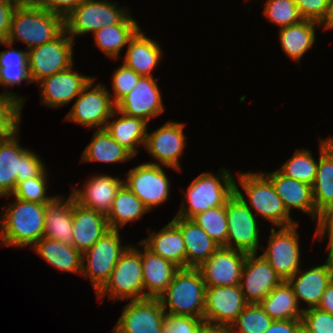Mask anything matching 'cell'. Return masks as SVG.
<instances>
[{
    "label": "cell",
    "mask_w": 333,
    "mask_h": 333,
    "mask_svg": "<svg viewBox=\"0 0 333 333\" xmlns=\"http://www.w3.org/2000/svg\"><path fill=\"white\" fill-rule=\"evenodd\" d=\"M65 30L64 18L54 14L41 4L16 6L10 32L1 44L12 47L15 40L22 41L28 50L51 42Z\"/></svg>",
    "instance_id": "cell-1"
},
{
    "label": "cell",
    "mask_w": 333,
    "mask_h": 333,
    "mask_svg": "<svg viewBox=\"0 0 333 333\" xmlns=\"http://www.w3.org/2000/svg\"><path fill=\"white\" fill-rule=\"evenodd\" d=\"M46 205L16 198L7 209L3 208L0 244L33 247L44 235Z\"/></svg>",
    "instance_id": "cell-2"
},
{
    "label": "cell",
    "mask_w": 333,
    "mask_h": 333,
    "mask_svg": "<svg viewBox=\"0 0 333 333\" xmlns=\"http://www.w3.org/2000/svg\"><path fill=\"white\" fill-rule=\"evenodd\" d=\"M206 284L198 268H179L172 282L160 296V303L168 315H184L203 319ZM168 306L169 311L166 307Z\"/></svg>",
    "instance_id": "cell-3"
},
{
    "label": "cell",
    "mask_w": 333,
    "mask_h": 333,
    "mask_svg": "<svg viewBox=\"0 0 333 333\" xmlns=\"http://www.w3.org/2000/svg\"><path fill=\"white\" fill-rule=\"evenodd\" d=\"M219 171L221 174L216 176L204 172L191 182L187 191H184L189 205L185 206V201L182 200L176 216L191 219L198 213L226 204L235 193V179L229 170L220 168Z\"/></svg>",
    "instance_id": "cell-4"
},
{
    "label": "cell",
    "mask_w": 333,
    "mask_h": 333,
    "mask_svg": "<svg viewBox=\"0 0 333 333\" xmlns=\"http://www.w3.org/2000/svg\"><path fill=\"white\" fill-rule=\"evenodd\" d=\"M239 183L247 194L249 201L245 200L243 193L239 190L235 182V193L252 210L256 211L264 219L269 220L278 227H288L298 224L290 217V213L284 206L283 201L278 196L271 180L264 173H241L239 172ZM251 203L250 204L248 203Z\"/></svg>",
    "instance_id": "cell-5"
},
{
    "label": "cell",
    "mask_w": 333,
    "mask_h": 333,
    "mask_svg": "<svg viewBox=\"0 0 333 333\" xmlns=\"http://www.w3.org/2000/svg\"><path fill=\"white\" fill-rule=\"evenodd\" d=\"M16 132L0 140V196L11 195L17 184L38 177L46 168L37 154L19 145Z\"/></svg>",
    "instance_id": "cell-6"
},
{
    "label": "cell",
    "mask_w": 333,
    "mask_h": 333,
    "mask_svg": "<svg viewBox=\"0 0 333 333\" xmlns=\"http://www.w3.org/2000/svg\"><path fill=\"white\" fill-rule=\"evenodd\" d=\"M108 293L110 299L140 300L145 299L142 262L138 249L129 246L119 258L109 279L96 292L98 298Z\"/></svg>",
    "instance_id": "cell-7"
},
{
    "label": "cell",
    "mask_w": 333,
    "mask_h": 333,
    "mask_svg": "<svg viewBox=\"0 0 333 333\" xmlns=\"http://www.w3.org/2000/svg\"><path fill=\"white\" fill-rule=\"evenodd\" d=\"M108 0H85L64 18L65 31L75 35L95 33L104 26L119 24L129 12Z\"/></svg>",
    "instance_id": "cell-8"
},
{
    "label": "cell",
    "mask_w": 333,
    "mask_h": 333,
    "mask_svg": "<svg viewBox=\"0 0 333 333\" xmlns=\"http://www.w3.org/2000/svg\"><path fill=\"white\" fill-rule=\"evenodd\" d=\"M121 243L119 230L110 229L91 248L82 253L81 276L91 278L95 293L109 279L119 258L130 246L123 247ZM84 258L87 264L84 263Z\"/></svg>",
    "instance_id": "cell-9"
},
{
    "label": "cell",
    "mask_w": 333,
    "mask_h": 333,
    "mask_svg": "<svg viewBox=\"0 0 333 333\" xmlns=\"http://www.w3.org/2000/svg\"><path fill=\"white\" fill-rule=\"evenodd\" d=\"M74 40L64 30L51 42L28 51V67L32 83L65 71L73 65Z\"/></svg>",
    "instance_id": "cell-10"
},
{
    "label": "cell",
    "mask_w": 333,
    "mask_h": 333,
    "mask_svg": "<svg viewBox=\"0 0 333 333\" xmlns=\"http://www.w3.org/2000/svg\"><path fill=\"white\" fill-rule=\"evenodd\" d=\"M94 80L96 79L92 78L78 95L66 120L88 128L105 129L107 121L116 114L114 109L116 105L106 87L101 83L93 86Z\"/></svg>",
    "instance_id": "cell-11"
},
{
    "label": "cell",
    "mask_w": 333,
    "mask_h": 333,
    "mask_svg": "<svg viewBox=\"0 0 333 333\" xmlns=\"http://www.w3.org/2000/svg\"><path fill=\"white\" fill-rule=\"evenodd\" d=\"M252 211L236 193L228 199L226 202L227 248L257 253L260 248L259 225Z\"/></svg>",
    "instance_id": "cell-12"
},
{
    "label": "cell",
    "mask_w": 333,
    "mask_h": 333,
    "mask_svg": "<svg viewBox=\"0 0 333 333\" xmlns=\"http://www.w3.org/2000/svg\"><path fill=\"white\" fill-rule=\"evenodd\" d=\"M297 225L299 224L280 227L278 231L270 229L268 246L261 254L283 281H287L299 270L301 254Z\"/></svg>",
    "instance_id": "cell-13"
},
{
    "label": "cell",
    "mask_w": 333,
    "mask_h": 333,
    "mask_svg": "<svg viewBox=\"0 0 333 333\" xmlns=\"http://www.w3.org/2000/svg\"><path fill=\"white\" fill-rule=\"evenodd\" d=\"M125 185L149 209L164 203L169 196L170 182L162 165L143 163L127 172Z\"/></svg>",
    "instance_id": "cell-14"
},
{
    "label": "cell",
    "mask_w": 333,
    "mask_h": 333,
    "mask_svg": "<svg viewBox=\"0 0 333 333\" xmlns=\"http://www.w3.org/2000/svg\"><path fill=\"white\" fill-rule=\"evenodd\" d=\"M166 312L159 299L130 300L113 333H162Z\"/></svg>",
    "instance_id": "cell-15"
},
{
    "label": "cell",
    "mask_w": 333,
    "mask_h": 333,
    "mask_svg": "<svg viewBox=\"0 0 333 333\" xmlns=\"http://www.w3.org/2000/svg\"><path fill=\"white\" fill-rule=\"evenodd\" d=\"M247 304L239 284L206 287L204 322L230 327Z\"/></svg>",
    "instance_id": "cell-16"
},
{
    "label": "cell",
    "mask_w": 333,
    "mask_h": 333,
    "mask_svg": "<svg viewBox=\"0 0 333 333\" xmlns=\"http://www.w3.org/2000/svg\"><path fill=\"white\" fill-rule=\"evenodd\" d=\"M246 255L240 250L219 247L198 267L206 287L240 284Z\"/></svg>",
    "instance_id": "cell-17"
},
{
    "label": "cell",
    "mask_w": 333,
    "mask_h": 333,
    "mask_svg": "<svg viewBox=\"0 0 333 333\" xmlns=\"http://www.w3.org/2000/svg\"><path fill=\"white\" fill-rule=\"evenodd\" d=\"M256 255L247 253L240 278L239 285L247 303H259L283 282L268 261L262 255Z\"/></svg>",
    "instance_id": "cell-18"
},
{
    "label": "cell",
    "mask_w": 333,
    "mask_h": 333,
    "mask_svg": "<svg viewBox=\"0 0 333 333\" xmlns=\"http://www.w3.org/2000/svg\"><path fill=\"white\" fill-rule=\"evenodd\" d=\"M184 126L183 123L167 121L152 133H147L144 147L152 157L160 162H150L151 164H162L164 167L181 170L178 160L187 145L183 133Z\"/></svg>",
    "instance_id": "cell-19"
},
{
    "label": "cell",
    "mask_w": 333,
    "mask_h": 333,
    "mask_svg": "<svg viewBox=\"0 0 333 333\" xmlns=\"http://www.w3.org/2000/svg\"><path fill=\"white\" fill-rule=\"evenodd\" d=\"M115 109L127 116L149 122L152 117L163 113L165 108L156 81L153 77L142 76L134 89L116 104Z\"/></svg>",
    "instance_id": "cell-20"
},
{
    "label": "cell",
    "mask_w": 333,
    "mask_h": 333,
    "mask_svg": "<svg viewBox=\"0 0 333 333\" xmlns=\"http://www.w3.org/2000/svg\"><path fill=\"white\" fill-rule=\"evenodd\" d=\"M72 67L39 81L43 104L52 108L68 104L75 97L77 98L84 87L94 78L74 72Z\"/></svg>",
    "instance_id": "cell-21"
},
{
    "label": "cell",
    "mask_w": 333,
    "mask_h": 333,
    "mask_svg": "<svg viewBox=\"0 0 333 333\" xmlns=\"http://www.w3.org/2000/svg\"><path fill=\"white\" fill-rule=\"evenodd\" d=\"M123 183V180L110 175H96L85 183L83 191L73 188L71 194L74 196L75 202L82 207L107 216L116 193Z\"/></svg>",
    "instance_id": "cell-22"
},
{
    "label": "cell",
    "mask_w": 333,
    "mask_h": 333,
    "mask_svg": "<svg viewBox=\"0 0 333 333\" xmlns=\"http://www.w3.org/2000/svg\"><path fill=\"white\" fill-rule=\"evenodd\" d=\"M139 244L144 246V252L138 251L141 255L145 298L159 299L172 282L173 276L179 268L172 262L156 255L142 241Z\"/></svg>",
    "instance_id": "cell-23"
},
{
    "label": "cell",
    "mask_w": 333,
    "mask_h": 333,
    "mask_svg": "<svg viewBox=\"0 0 333 333\" xmlns=\"http://www.w3.org/2000/svg\"><path fill=\"white\" fill-rule=\"evenodd\" d=\"M109 230L105 215L82 207L73 199L72 245L78 251L84 253Z\"/></svg>",
    "instance_id": "cell-24"
},
{
    "label": "cell",
    "mask_w": 333,
    "mask_h": 333,
    "mask_svg": "<svg viewBox=\"0 0 333 333\" xmlns=\"http://www.w3.org/2000/svg\"><path fill=\"white\" fill-rule=\"evenodd\" d=\"M264 174L271 180L276 193L289 213L292 207L297 208L309 214L314 221L319 222L321 216L316 212L311 185L288 178L279 170Z\"/></svg>",
    "instance_id": "cell-25"
},
{
    "label": "cell",
    "mask_w": 333,
    "mask_h": 333,
    "mask_svg": "<svg viewBox=\"0 0 333 333\" xmlns=\"http://www.w3.org/2000/svg\"><path fill=\"white\" fill-rule=\"evenodd\" d=\"M299 273L300 275L297 276ZM287 282L292 287L298 304L300 300L308 304L307 308H301L303 311L317 308L325 289L331 283L328 265L325 262L303 272L299 269Z\"/></svg>",
    "instance_id": "cell-26"
},
{
    "label": "cell",
    "mask_w": 333,
    "mask_h": 333,
    "mask_svg": "<svg viewBox=\"0 0 333 333\" xmlns=\"http://www.w3.org/2000/svg\"><path fill=\"white\" fill-rule=\"evenodd\" d=\"M181 231L185 242L186 268H198L220 247L191 219L175 216L171 220Z\"/></svg>",
    "instance_id": "cell-27"
},
{
    "label": "cell",
    "mask_w": 333,
    "mask_h": 333,
    "mask_svg": "<svg viewBox=\"0 0 333 333\" xmlns=\"http://www.w3.org/2000/svg\"><path fill=\"white\" fill-rule=\"evenodd\" d=\"M127 48L123 63L141 77H153L151 72L162 57L159 43L147 38L140 28L130 39Z\"/></svg>",
    "instance_id": "cell-28"
},
{
    "label": "cell",
    "mask_w": 333,
    "mask_h": 333,
    "mask_svg": "<svg viewBox=\"0 0 333 333\" xmlns=\"http://www.w3.org/2000/svg\"><path fill=\"white\" fill-rule=\"evenodd\" d=\"M73 199L72 194L69 195L67 200L56 195L52 201L47 203L43 237L72 245Z\"/></svg>",
    "instance_id": "cell-29"
},
{
    "label": "cell",
    "mask_w": 333,
    "mask_h": 333,
    "mask_svg": "<svg viewBox=\"0 0 333 333\" xmlns=\"http://www.w3.org/2000/svg\"><path fill=\"white\" fill-rule=\"evenodd\" d=\"M141 240L156 255L172 262L178 268H186V250L180 229L171 221L157 233Z\"/></svg>",
    "instance_id": "cell-30"
},
{
    "label": "cell",
    "mask_w": 333,
    "mask_h": 333,
    "mask_svg": "<svg viewBox=\"0 0 333 333\" xmlns=\"http://www.w3.org/2000/svg\"><path fill=\"white\" fill-rule=\"evenodd\" d=\"M32 249L60 271L74 272L81 275L82 253L73 245L43 237Z\"/></svg>",
    "instance_id": "cell-31"
},
{
    "label": "cell",
    "mask_w": 333,
    "mask_h": 333,
    "mask_svg": "<svg viewBox=\"0 0 333 333\" xmlns=\"http://www.w3.org/2000/svg\"><path fill=\"white\" fill-rule=\"evenodd\" d=\"M120 118L107 122L105 130L133 156L138 153L137 145L145 146L148 122L142 118L127 116L115 109Z\"/></svg>",
    "instance_id": "cell-32"
},
{
    "label": "cell",
    "mask_w": 333,
    "mask_h": 333,
    "mask_svg": "<svg viewBox=\"0 0 333 333\" xmlns=\"http://www.w3.org/2000/svg\"><path fill=\"white\" fill-rule=\"evenodd\" d=\"M312 195L316 212L320 216L333 208V154L323 140L320 141V158Z\"/></svg>",
    "instance_id": "cell-33"
},
{
    "label": "cell",
    "mask_w": 333,
    "mask_h": 333,
    "mask_svg": "<svg viewBox=\"0 0 333 333\" xmlns=\"http://www.w3.org/2000/svg\"><path fill=\"white\" fill-rule=\"evenodd\" d=\"M138 23L128 14L119 24L108 25L94 33L96 45L106 57L118 59L121 49L139 30Z\"/></svg>",
    "instance_id": "cell-34"
},
{
    "label": "cell",
    "mask_w": 333,
    "mask_h": 333,
    "mask_svg": "<svg viewBox=\"0 0 333 333\" xmlns=\"http://www.w3.org/2000/svg\"><path fill=\"white\" fill-rule=\"evenodd\" d=\"M259 305L273 320H302L303 310L287 281L276 286Z\"/></svg>",
    "instance_id": "cell-35"
},
{
    "label": "cell",
    "mask_w": 333,
    "mask_h": 333,
    "mask_svg": "<svg viewBox=\"0 0 333 333\" xmlns=\"http://www.w3.org/2000/svg\"><path fill=\"white\" fill-rule=\"evenodd\" d=\"M149 209L123 183L118 189L111 209L106 216L110 229L119 230L131 221H136L147 213Z\"/></svg>",
    "instance_id": "cell-36"
},
{
    "label": "cell",
    "mask_w": 333,
    "mask_h": 333,
    "mask_svg": "<svg viewBox=\"0 0 333 333\" xmlns=\"http://www.w3.org/2000/svg\"><path fill=\"white\" fill-rule=\"evenodd\" d=\"M315 26L318 22L302 20L300 23L280 28L279 38L283 51L295 61L301 57L315 42Z\"/></svg>",
    "instance_id": "cell-37"
},
{
    "label": "cell",
    "mask_w": 333,
    "mask_h": 333,
    "mask_svg": "<svg viewBox=\"0 0 333 333\" xmlns=\"http://www.w3.org/2000/svg\"><path fill=\"white\" fill-rule=\"evenodd\" d=\"M134 156L119 145L105 129H97L82 153V162H125Z\"/></svg>",
    "instance_id": "cell-38"
},
{
    "label": "cell",
    "mask_w": 333,
    "mask_h": 333,
    "mask_svg": "<svg viewBox=\"0 0 333 333\" xmlns=\"http://www.w3.org/2000/svg\"><path fill=\"white\" fill-rule=\"evenodd\" d=\"M22 81L32 83L28 67V50H4L0 52V86L13 87Z\"/></svg>",
    "instance_id": "cell-39"
},
{
    "label": "cell",
    "mask_w": 333,
    "mask_h": 333,
    "mask_svg": "<svg viewBox=\"0 0 333 333\" xmlns=\"http://www.w3.org/2000/svg\"><path fill=\"white\" fill-rule=\"evenodd\" d=\"M220 247L227 248L228 223L226 204L198 213L191 218Z\"/></svg>",
    "instance_id": "cell-40"
},
{
    "label": "cell",
    "mask_w": 333,
    "mask_h": 333,
    "mask_svg": "<svg viewBox=\"0 0 333 333\" xmlns=\"http://www.w3.org/2000/svg\"><path fill=\"white\" fill-rule=\"evenodd\" d=\"M318 163L309 150L296 149L291 158L278 169L286 177L313 185L316 179Z\"/></svg>",
    "instance_id": "cell-41"
},
{
    "label": "cell",
    "mask_w": 333,
    "mask_h": 333,
    "mask_svg": "<svg viewBox=\"0 0 333 333\" xmlns=\"http://www.w3.org/2000/svg\"><path fill=\"white\" fill-rule=\"evenodd\" d=\"M23 99L10 91L0 94V140L19 131Z\"/></svg>",
    "instance_id": "cell-42"
},
{
    "label": "cell",
    "mask_w": 333,
    "mask_h": 333,
    "mask_svg": "<svg viewBox=\"0 0 333 333\" xmlns=\"http://www.w3.org/2000/svg\"><path fill=\"white\" fill-rule=\"evenodd\" d=\"M272 322L273 319L259 303H248L230 325V331L231 333H265Z\"/></svg>",
    "instance_id": "cell-43"
},
{
    "label": "cell",
    "mask_w": 333,
    "mask_h": 333,
    "mask_svg": "<svg viewBox=\"0 0 333 333\" xmlns=\"http://www.w3.org/2000/svg\"><path fill=\"white\" fill-rule=\"evenodd\" d=\"M264 16L280 26V28L294 25L304 20L299 13L295 0H267Z\"/></svg>",
    "instance_id": "cell-44"
},
{
    "label": "cell",
    "mask_w": 333,
    "mask_h": 333,
    "mask_svg": "<svg viewBox=\"0 0 333 333\" xmlns=\"http://www.w3.org/2000/svg\"><path fill=\"white\" fill-rule=\"evenodd\" d=\"M47 171L46 169L36 178H29L17 184L14 192L8 196H15L29 202H36L40 204H47L52 201L56 196H47Z\"/></svg>",
    "instance_id": "cell-45"
},
{
    "label": "cell",
    "mask_w": 333,
    "mask_h": 333,
    "mask_svg": "<svg viewBox=\"0 0 333 333\" xmlns=\"http://www.w3.org/2000/svg\"><path fill=\"white\" fill-rule=\"evenodd\" d=\"M140 77V75L127 67L124 63L114 71L112 75V88L115 92V96L112 98V101L115 105L134 89Z\"/></svg>",
    "instance_id": "cell-46"
},
{
    "label": "cell",
    "mask_w": 333,
    "mask_h": 333,
    "mask_svg": "<svg viewBox=\"0 0 333 333\" xmlns=\"http://www.w3.org/2000/svg\"><path fill=\"white\" fill-rule=\"evenodd\" d=\"M302 326L310 333H333V315L317 308L303 311Z\"/></svg>",
    "instance_id": "cell-47"
},
{
    "label": "cell",
    "mask_w": 333,
    "mask_h": 333,
    "mask_svg": "<svg viewBox=\"0 0 333 333\" xmlns=\"http://www.w3.org/2000/svg\"><path fill=\"white\" fill-rule=\"evenodd\" d=\"M204 319L184 315H168L162 333H198Z\"/></svg>",
    "instance_id": "cell-48"
},
{
    "label": "cell",
    "mask_w": 333,
    "mask_h": 333,
    "mask_svg": "<svg viewBox=\"0 0 333 333\" xmlns=\"http://www.w3.org/2000/svg\"><path fill=\"white\" fill-rule=\"evenodd\" d=\"M304 20L320 22L326 12L328 0H295Z\"/></svg>",
    "instance_id": "cell-49"
},
{
    "label": "cell",
    "mask_w": 333,
    "mask_h": 333,
    "mask_svg": "<svg viewBox=\"0 0 333 333\" xmlns=\"http://www.w3.org/2000/svg\"><path fill=\"white\" fill-rule=\"evenodd\" d=\"M85 0H42L41 5L54 14L65 18Z\"/></svg>",
    "instance_id": "cell-50"
},
{
    "label": "cell",
    "mask_w": 333,
    "mask_h": 333,
    "mask_svg": "<svg viewBox=\"0 0 333 333\" xmlns=\"http://www.w3.org/2000/svg\"><path fill=\"white\" fill-rule=\"evenodd\" d=\"M15 8L10 2H0V41H6L9 35Z\"/></svg>",
    "instance_id": "cell-51"
},
{
    "label": "cell",
    "mask_w": 333,
    "mask_h": 333,
    "mask_svg": "<svg viewBox=\"0 0 333 333\" xmlns=\"http://www.w3.org/2000/svg\"><path fill=\"white\" fill-rule=\"evenodd\" d=\"M302 320H273L265 333H298Z\"/></svg>",
    "instance_id": "cell-52"
},
{
    "label": "cell",
    "mask_w": 333,
    "mask_h": 333,
    "mask_svg": "<svg viewBox=\"0 0 333 333\" xmlns=\"http://www.w3.org/2000/svg\"><path fill=\"white\" fill-rule=\"evenodd\" d=\"M328 233V234H327ZM325 234L329 236V243L333 245V214H323L317 222V229L315 232V238L324 237Z\"/></svg>",
    "instance_id": "cell-53"
},
{
    "label": "cell",
    "mask_w": 333,
    "mask_h": 333,
    "mask_svg": "<svg viewBox=\"0 0 333 333\" xmlns=\"http://www.w3.org/2000/svg\"><path fill=\"white\" fill-rule=\"evenodd\" d=\"M318 308L333 315V282L325 289Z\"/></svg>",
    "instance_id": "cell-54"
},
{
    "label": "cell",
    "mask_w": 333,
    "mask_h": 333,
    "mask_svg": "<svg viewBox=\"0 0 333 333\" xmlns=\"http://www.w3.org/2000/svg\"><path fill=\"white\" fill-rule=\"evenodd\" d=\"M198 333H231V331L229 326L213 325L204 322L199 328Z\"/></svg>",
    "instance_id": "cell-55"
},
{
    "label": "cell",
    "mask_w": 333,
    "mask_h": 333,
    "mask_svg": "<svg viewBox=\"0 0 333 333\" xmlns=\"http://www.w3.org/2000/svg\"><path fill=\"white\" fill-rule=\"evenodd\" d=\"M323 24V28L326 29H333V0H328L326 12L319 22V25Z\"/></svg>",
    "instance_id": "cell-56"
},
{
    "label": "cell",
    "mask_w": 333,
    "mask_h": 333,
    "mask_svg": "<svg viewBox=\"0 0 333 333\" xmlns=\"http://www.w3.org/2000/svg\"><path fill=\"white\" fill-rule=\"evenodd\" d=\"M327 249L329 250V254H328V258L326 259L325 262L328 265L331 282H333V245L328 244Z\"/></svg>",
    "instance_id": "cell-57"
},
{
    "label": "cell",
    "mask_w": 333,
    "mask_h": 333,
    "mask_svg": "<svg viewBox=\"0 0 333 333\" xmlns=\"http://www.w3.org/2000/svg\"><path fill=\"white\" fill-rule=\"evenodd\" d=\"M42 0H9L15 6H35L41 4Z\"/></svg>",
    "instance_id": "cell-58"
},
{
    "label": "cell",
    "mask_w": 333,
    "mask_h": 333,
    "mask_svg": "<svg viewBox=\"0 0 333 333\" xmlns=\"http://www.w3.org/2000/svg\"><path fill=\"white\" fill-rule=\"evenodd\" d=\"M326 148L333 154V137L323 140Z\"/></svg>",
    "instance_id": "cell-59"
},
{
    "label": "cell",
    "mask_w": 333,
    "mask_h": 333,
    "mask_svg": "<svg viewBox=\"0 0 333 333\" xmlns=\"http://www.w3.org/2000/svg\"><path fill=\"white\" fill-rule=\"evenodd\" d=\"M298 333H310V332L307 329H305L303 326H301Z\"/></svg>",
    "instance_id": "cell-60"
},
{
    "label": "cell",
    "mask_w": 333,
    "mask_h": 333,
    "mask_svg": "<svg viewBox=\"0 0 333 333\" xmlns=\"http://www.w3.org/2000/svg\"><path fill=\"white\" fill-rule=\"evenodd\" d=\"M324 214H333V208L329 212H326Z\"/></svg>",
    "instance_id": "cell-61"
},
{
    "label": "cell",
    "mask_w": 333,
    "mask_h": 333,
    "mask_svg": "<svg viewBox=\"0 0 333 333\" xmlns=\"http://www.w3.org/2000/svg\"><path fill=\"white\" fill-rule=\"evenodd\" d=\"M0 2H9V0H0Z\"/></svg>",
    "instance_id": "cell-62"
}]
</instances>
